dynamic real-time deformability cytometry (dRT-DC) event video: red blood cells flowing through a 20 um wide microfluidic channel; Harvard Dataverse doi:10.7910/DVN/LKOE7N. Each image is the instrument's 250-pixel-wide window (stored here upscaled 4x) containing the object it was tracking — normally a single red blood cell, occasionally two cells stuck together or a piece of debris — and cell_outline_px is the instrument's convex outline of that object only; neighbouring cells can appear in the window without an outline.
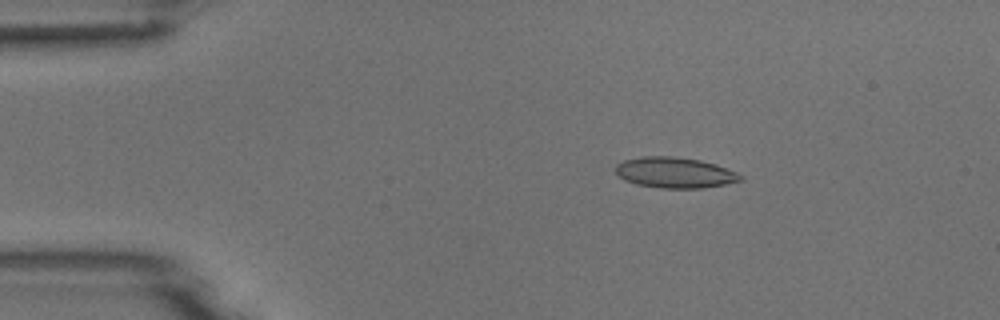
{"species": "common noctule bat (a hibernating species)", "species_latin": "Nyctalus noctula", "temperature_condition": "room temperature", "stored_images_in_passage": 9, "camera_frame_rate_fps": 3000, "um_per_image_px": 0.085, "animal": {"sex": "male", "body_mass_g": 18.8}, "frame": {"image": 1, "passage_image": 3, "time_ms": 2.0, "image_size_px": [1000, 320], "cell_outline_px": [[744, 180], [704, 188], [660, 188], [636, 184], [624, 180], [616, 172], [616, 164], [624, 160], [640, 156], [672, 156], [700, 160], [716, 164], [736, 172], [744, 176]], "centroid_in_image_um": [57.37, 14.67], "position_along_channel_um": 27.6, "area_um2": 22.43}}